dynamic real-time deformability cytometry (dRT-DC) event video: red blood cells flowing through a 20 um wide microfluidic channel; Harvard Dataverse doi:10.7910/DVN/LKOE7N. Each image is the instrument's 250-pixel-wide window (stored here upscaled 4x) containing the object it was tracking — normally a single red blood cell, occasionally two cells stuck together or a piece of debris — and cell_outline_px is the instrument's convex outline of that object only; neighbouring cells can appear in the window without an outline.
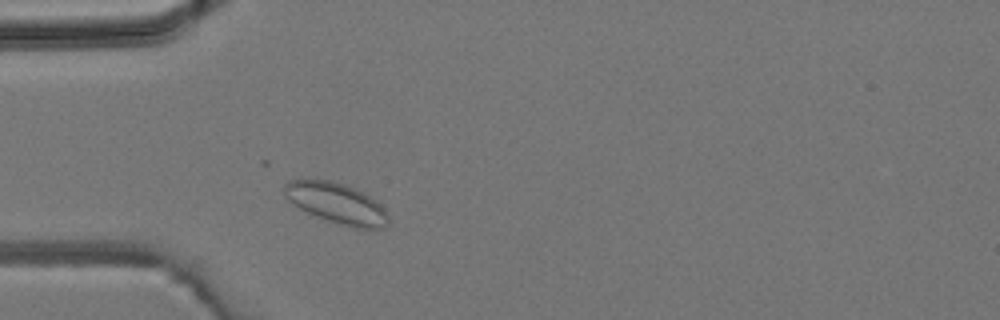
{"species": "common noctule bat (a hibernating species)", "species_latin": "Nyctalus noctula", "temperature_condition": "room temperature", "stored_images_in_passage": 2, "camera_frame_rate_fps": 3000, "um_per_image_px": 0.085, "animal": {"sex": "male", "body_mass_g": 19.2, "forearm_length_mm": 51.8}, "frame": {"image": 1, "passage_image": 2, "time_ms": 1.333, "image_size_px": [1000, 320], "cell_outline_px": [[388, 224], [384, 228], [352, 228], [336, 224], [316, 216], [292, 204], [284, 196], [284, 184], [288, 180], [332, 180], [356, 188], [376, 200], [384, 208], [388, 216]], "centroid_in_image_um": [28.61, 17.28], "position_along_channel_um": 56.4, "area_um2": 24.8}}